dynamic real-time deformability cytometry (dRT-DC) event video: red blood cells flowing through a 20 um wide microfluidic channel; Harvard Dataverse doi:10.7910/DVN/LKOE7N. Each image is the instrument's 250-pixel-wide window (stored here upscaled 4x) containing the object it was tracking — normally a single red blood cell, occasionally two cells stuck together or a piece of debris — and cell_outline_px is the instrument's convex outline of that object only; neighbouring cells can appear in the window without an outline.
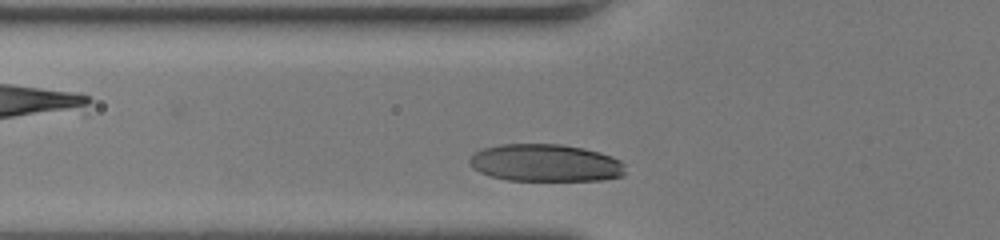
{"species": "human", "species_latin": "Homo sapiens", "temperature_condition": "room temperature", "stored_images_in_passage": 39, "camera_frame_rate_fps": 3000, "um_per_image_px": 0.085, "donor": {"sex": "female"}, "frame": {"image": 1, "passage_image": 5, "time_ms": 1.333, "image_size_px": [1000, 240], "cell_outline_px": [[624, 176], [600, 180], [508, 180], [492, 176], [480, 172], [472, 168], [468, 164], [468, 160], [476, 152], [484, 148], [500, 144], [560, 144], [584, 148], [600, 152], [612, 156], [620, 160], [624, 164]], "centroid_in_image_um": [46.38, 13.84], "position_along_channel_um": 79.4, "area_um2": 33.99}}
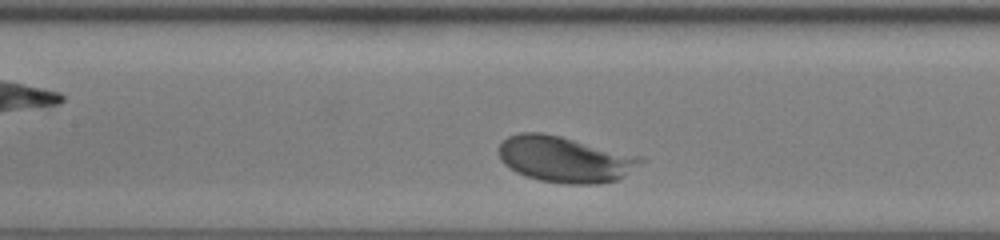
{"frame": {"image": 2, "passage_image": 17, "time_ms": 5.333, "image_size_px": [1000, 240], "cell_outline_px": [[644, 160], [620, 180], [596, 184], [568, 184], [540, 180], [524, 176], [516, 172], [504, 164], [500, 160], [500, 144], [508, 136], [520, 132], [540, 132], [560, 136], [636, 156]], "centroid_in_image_um": [47.96, 13.55], "position_along_channel_um": 159.4, "area_um2": 37.51}}
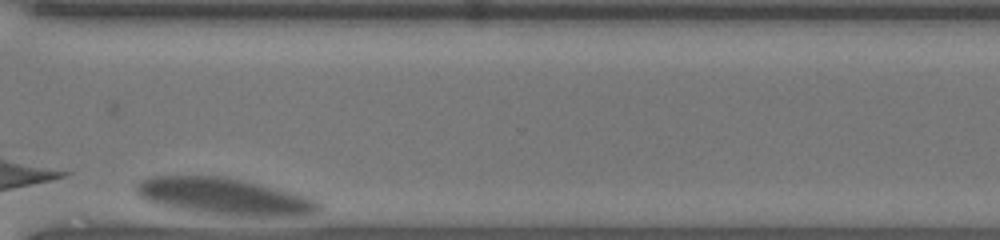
{"frame": {"image": 3, "passage_image": 37, "time_ms": 12.0, "image_size_px": [1000, 240], "cell_outline_px": [[324, 208], [320, 212], [304, 216], [228, 216], [176, 208], [144, 200], [136, 192], [136, 184], [140, 180], [152, 176], [220, 176], [260, 184], [296, 192], [312, 196], [324, 204]], "centroid_in_image_um": [19.21, 16.71], "position_along_channel_um": 351.4, "area_um2": 39.71}}